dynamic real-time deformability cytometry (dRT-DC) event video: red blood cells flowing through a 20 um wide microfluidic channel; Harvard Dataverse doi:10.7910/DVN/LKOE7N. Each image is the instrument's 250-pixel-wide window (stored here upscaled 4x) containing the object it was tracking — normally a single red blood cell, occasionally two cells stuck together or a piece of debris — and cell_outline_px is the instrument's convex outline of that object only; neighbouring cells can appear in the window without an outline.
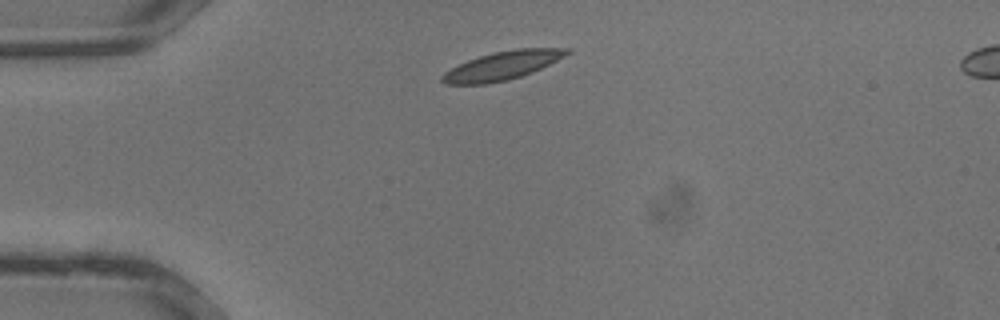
{"species": "common noctule bat (a hibernating species)", "species_latin": "Nyctalus noctula", "temperature_condition": "warm", "stored_images_in_passage": 27, "camera_frame_rate_fps": 3000, "um_per_image_px": 0.085, "animal": {"sex": "male", "body_mass_g": 13.3}, "frame": {"image": 1, "passage_image": 1, "time_ms": 0.0, "image_size_px": [1000, 320], "cell_outline_px": [[572, 52], [532, 72], [520, 76], [488, 84], [444, 84], [440, 80], [440, 76], [444, 72], [468, 60], [480, 56], [496, 52], [516, 48], [572, 48]], "centroid_in_image_um": [42.68, 5.57], "position_along_channel_um": 42.3, "area_um2": 20.4}}
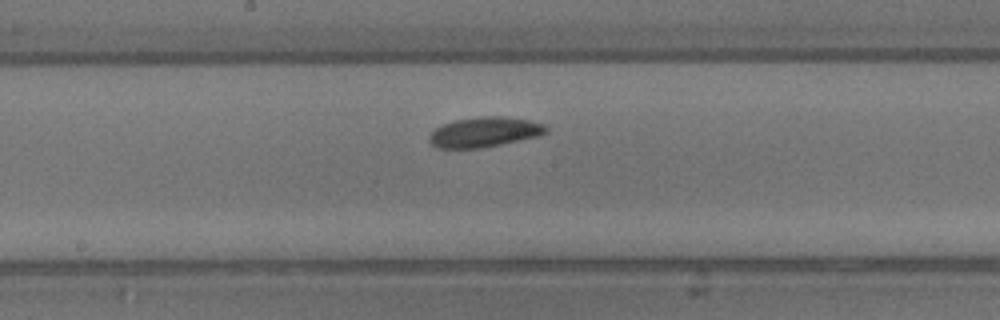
{"frame": {"image": 2, "passage_image": 11, "time_ms": 3.333, "image_size_px": [1000, 320], "cell_outline_px": [[548, 132], [536, 136], [520, 140], [480, 148], [436, 148], [428, 140], [428, 136], [436, 128], [444, 124], [456, 120], [480, 116], [504, 116], [528, 120], [544, 124], [548, 128]], "centroid_in_image_um": [41.17, 11.22], "position_along_channel_um": 207.0, "area_um2": 20.29}}
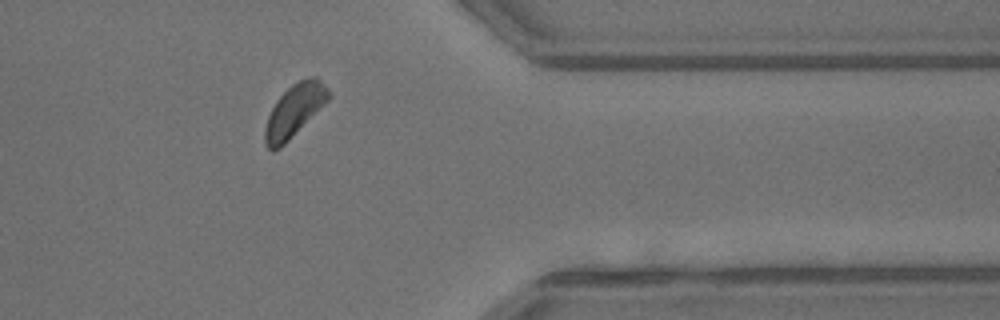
{"frame": {"image": 3, "passage_image": 21, "time_ms": 6.667, "image_size_px": [1000, 320], "cell_outline_px": [[332, 96], [280, 148], [272, 152], [264, 144], [264, 128], [268, 116], [276, 100], [292, 84], [300, 80], [312, 76], [316, 76], [328, 88]], "centroid_in_image_um": [25.0, 9.4], "position_along_channel_um": 386.4, "area_um2": 19.19}}